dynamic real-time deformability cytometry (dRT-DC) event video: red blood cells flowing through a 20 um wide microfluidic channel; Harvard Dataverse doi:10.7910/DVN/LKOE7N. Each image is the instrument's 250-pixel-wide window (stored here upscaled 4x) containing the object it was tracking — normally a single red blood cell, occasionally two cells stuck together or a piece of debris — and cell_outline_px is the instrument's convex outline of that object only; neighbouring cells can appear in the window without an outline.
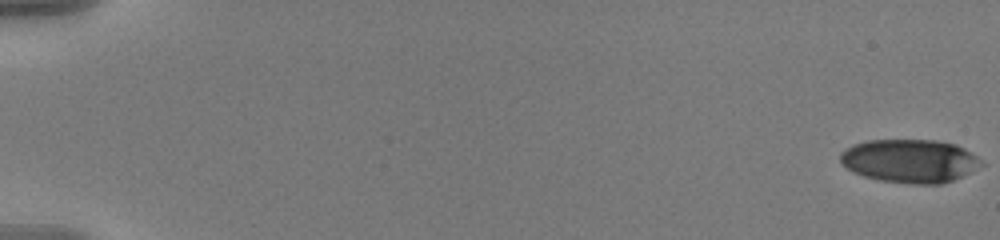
{"species": "human", "species_latin": "Homo sapiens", "temperature_condition": "warm", "stored_images_in_passage": 58, "camera_frame_rate_fps": 3000, "um_per_image_px": 0.085, "donor": {"sex": "male"}, "frame": {"image": 1, "passage_image": 1, "time_ms": 0.0, "image_size_px": [1000, 240], "cell_outline_px": [[984, 164], [952, 180], [940, 184], [912, 184], [880, 180], [864, 176], [852, 172], [840, 160], [840, 152], [852, 144], [868, 140], [936, 140], [956, 144], [972, 152], [984, 160]], "centroid_in_image_um": [77.34, 13.67], "position_along_channel_um": 7.7, "area_um2": 35.72}}
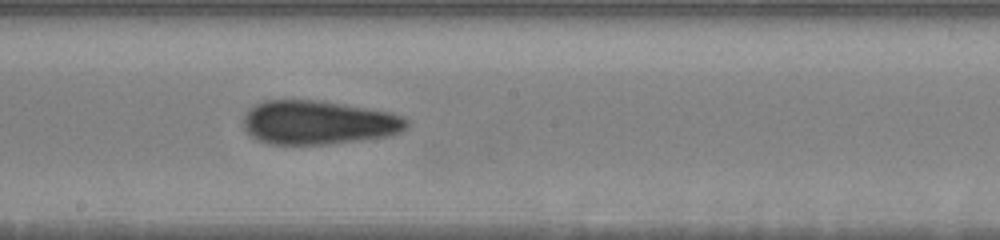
{"frame": {"image": 2, "passage_image": 34, "time_ms": 11.0, "image_size_px": [1000, 240], "cell_outline_px": [[408, 128], [400, 132], [388, 136], [328, 144], [268, 144], [256, 140], [244, 128], [244, 116], [248, 108], [264, 100], [324, 100], [392, 112], [404, 116], [408, 120]], "centroid_in_image_um": [27.08, 10.4], "position_along_channel_um": 221.1, "area_um2": 42.19}}
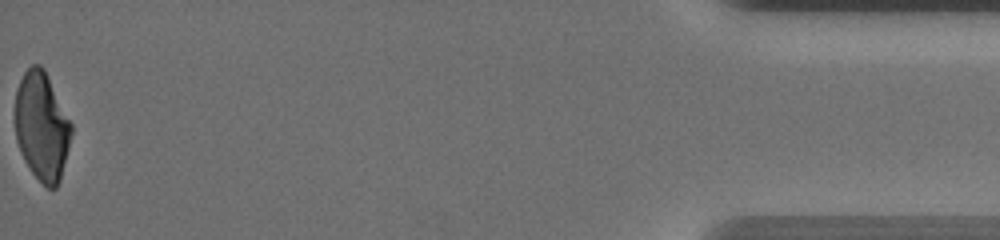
{"frame": {"image": 3, "passage_image": 58, "time_ms": 19.0, "image_size_px": [1000, 240], "cell_outline_px": [[72, 132], [60, 180], [56, 188], [48, 188], [32, 172], [24, 160], [16, 140], [12, 120], [12, 116], [16, 88], [24, 72], [32, 64], [40, 64], [44, 68], [72, 124]], "centroid_in_image_um": [3.5, 10.69], "position_along_channel_um": 431.7, "area_um2": 36.01}, "authors_computed_cell_mechanics": {"area_um2": 39.3329, "velocity_mm_per_s": 3.6453, "shape_relaxation_time_tau1_ms": 7.3515, "shape_relaxation_time_tau2_ms": 2.4601, "deformation_change_tau1": 0.2123, "deformation_change_tau2": 0.1057}}